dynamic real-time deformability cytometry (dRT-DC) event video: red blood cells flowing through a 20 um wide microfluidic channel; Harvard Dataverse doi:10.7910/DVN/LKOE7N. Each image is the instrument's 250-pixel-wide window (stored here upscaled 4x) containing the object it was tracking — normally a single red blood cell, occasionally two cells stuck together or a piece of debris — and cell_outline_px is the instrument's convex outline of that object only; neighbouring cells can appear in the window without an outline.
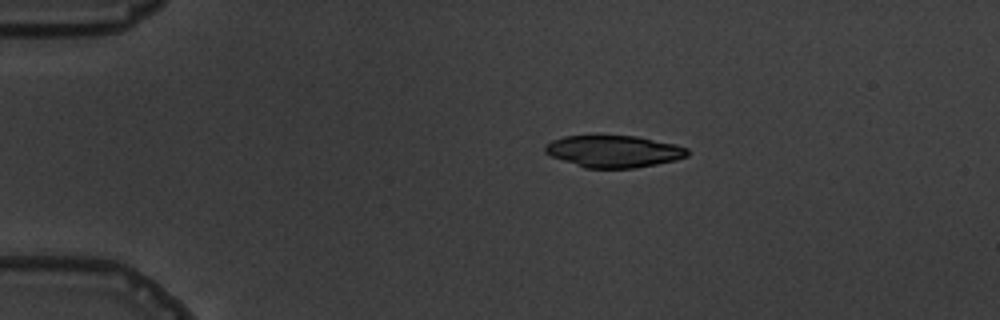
{"species": "common noctule bat (a hibernating species)", "species_latin": "Nyctalus noctula", "temperature_condition": "warm", "stored_images_in_passage": 7, "camera_frame_rate_fps": 3000, "um_per_image_px": 0.085, "animal": {"sex": "male", "body_mass_g": 19.5, "forearm_length_mm": 54.6}, "frame": {"image": 1, "passage_image": 3, "time_ms": 2.333, "image_size_px": [1000, 320], "cell_outline_px": [[688, 156], [676, 160], [636, 168], [584, 168], [552, 156], [544, 152], [544, 144], [552, 140], [564, 136], [636, 136], [676, 144], [688, 148]], "centroid_in_image_um": [52.17, 12.87], "position_along_channel_um": 32.8, "area_um2": 26.53}}